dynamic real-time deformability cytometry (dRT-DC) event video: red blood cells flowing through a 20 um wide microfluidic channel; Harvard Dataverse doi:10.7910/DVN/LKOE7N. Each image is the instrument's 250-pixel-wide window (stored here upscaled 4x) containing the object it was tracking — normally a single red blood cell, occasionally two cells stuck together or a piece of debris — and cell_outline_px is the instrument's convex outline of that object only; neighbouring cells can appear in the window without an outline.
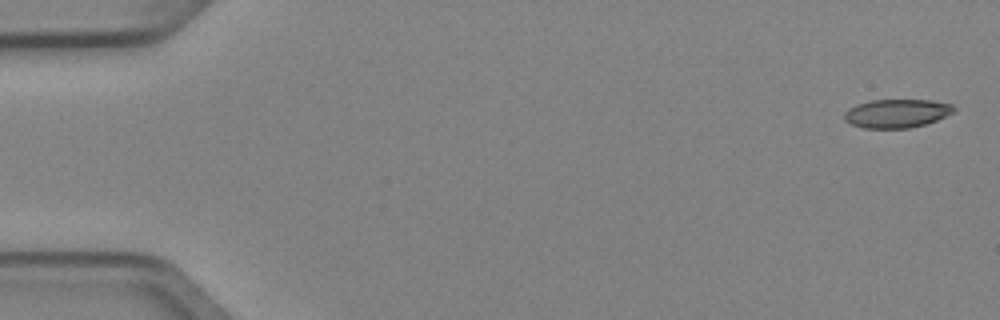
{"species": "Egyptian fruit bat (a non-hibernating species)", "species_latin": "Rousettus aegyptiacus", "temperature_condition": "cold", "stored_images_in_passage": 4, "camera_frame_rate_fps": 3000, "um_per_image_px": 0.085, "animal": {"sex": "female"}, "frame": {"image": 1, "passage_image": 1, "time_ms": 0.0, "image_size_px": [1000, 320], "cell_outline_px": [[956, 112], [936, 120], [924, 124], [908, 128], [864, 128], [852, 124], [844, 120], [844, 112], [848, 108], [856, 104], [872, 100], [932, 100], [952, 104], [956, 108]], "centroid_in_image_um": [76.23, 9.63], "position_along_channel_um": 8.8, "area_um2": 18.32}}